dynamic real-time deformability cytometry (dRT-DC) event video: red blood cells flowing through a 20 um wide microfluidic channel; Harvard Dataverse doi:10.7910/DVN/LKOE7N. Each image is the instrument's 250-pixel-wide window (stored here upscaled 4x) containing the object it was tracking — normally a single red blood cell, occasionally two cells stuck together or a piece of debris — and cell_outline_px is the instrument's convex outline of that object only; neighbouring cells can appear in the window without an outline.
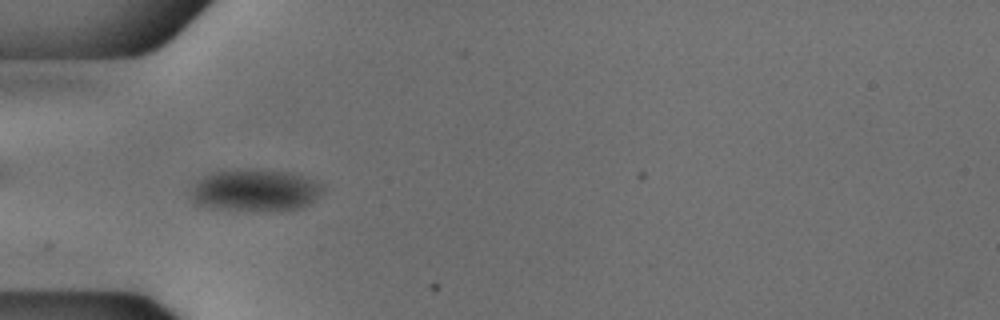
{"species": "common noctule bat (a hibernating species)", "species_latin": "Nyctalus noctula", "temperature_condition": "cold", "stored_images_in_passage": 41, "camera_frame_rate_fps": 3000, "um_per_image_px": 0.085, "animal": {"sex": "male", "body_mass_g": 18.8}, "frame": {"image": 1, "passage_image": 4, "time_ms": 1.0, "image_size_px": [1000, 320], "cell_outline_px": [[324, 192], [308, 204], [288, 212], [208, 208], [196, 204], [188, 196], [192, 184], [196, 180], [212, 172], [236, 168], [252, 168], [292, 172], [304, 176], [324, 184]], "centroid_in_image_um": [21.67, 16.17], "position_along_channel_um": 63.3, "area_um2": 33.52}}
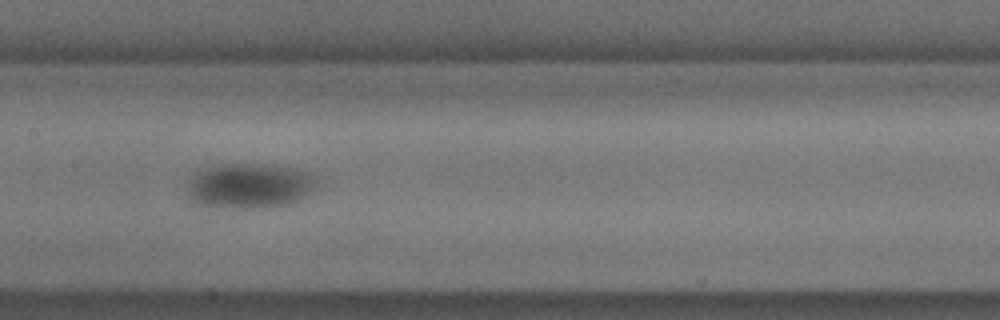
{"frame": {"image": 2, "passage_image": 14, "time_ms": 4.333, "image_size_px": [1000, 320], "cell_outline_px": [[316, 188], [304, 196], [288, 204], [260, 208], [224, 208], [192, 204], [188, 196], [188, 180], [196, 172], [204, 168], [220, 164], [264, 164], [292, 168], [308, 172], [316, 180]], "centroid_in_image_um": [21.13, 15.8], "position_along_channel_um": 186.3, "area_um2": 34.22}}
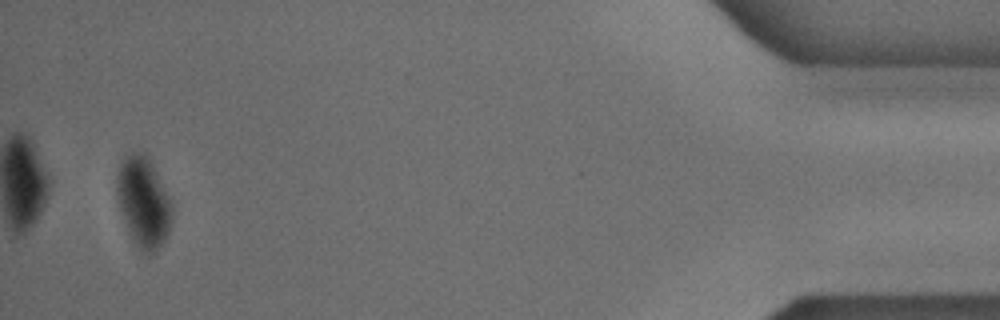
{"frame": {"image": 3, "passage_image": 39, "time_ms": 12.667, "image_size_px": [1000, 320], "cell_outline_px": [[172, 220], [168, 232], [164, 240], [156, 252], [148, 256], [140, 256], [124, 220], [120, 208], [116, 192], [116, 172], [120, 164], [128, 156], [140, 152], [144, 152], [152, 164], [172, 204]], "centroid_in_image_um": [12.19, 17.27], "position_along_channel_um": 423.0, "area_um2": 28.96}}